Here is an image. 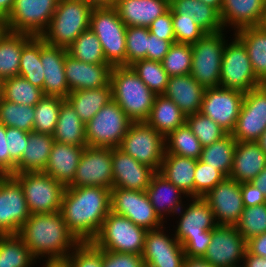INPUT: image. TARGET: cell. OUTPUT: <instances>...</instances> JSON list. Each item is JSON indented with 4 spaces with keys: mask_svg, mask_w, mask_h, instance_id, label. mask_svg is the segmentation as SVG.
<instances>
[{
    "mask_svg": "<svg viewBox=\"0 0 266 267\" xmlns=\"http://www.w3.org/2000/svg\"><path fill=\"white\" fill-rule=\"evenodd\" d=\"M38 263L18 234L0 235V267H35Z\"/></svg>",
    "mask_w": 266,
    "mask_h": 267,
    "instance_id": "obj_39",
    "label": "cell"
},
{
    "mask_svg": "<svg viewBox=\"0 0 266 267\" xmlns=\"http://www.w3.org/2000/svg\"><path fill=\"white\" fill-rule=\"evenodd\" d=\"M111 189L100 186L65 187L60 212L80 243L92 242L111 211Z\"/></svg>",
    "mask_w": 266,
    "mask_h": 267,
    "instance_id": "obj_1",
    "label": "cell"
},
{
    "mask_svg": "<svg viewBox=\"0 0 266 267\" xmlns=\"http://www.w3.org/2000/svg\"><path fill=\"white\" fill-rule=\"evenodd\" d=\"M266 130V84L245 93L234 131L236 141L256 142Z\"/></svg>",
    "mask_w": 266,
    "mask_h": 267,
    "instance_id": "obj_18",
    "label": "cell"
},
{
    "mask_svg": "<svg viewBox=\"0 0 266 267\" xmlns=\"http://www.w3.org/2000/svg\"><path fill=\"white\" fill-rule=\"evenodd\" d=\"M18 235L39 264L64 262L80 243L67 228L60 211L30 214Z\"/></svg>",
    "mask_w": 266,
    "mask_h": 267,
    "instance_id": "obj_2",
    "label": "cell"
},
{
    "mask_svg": "<svg viewBox=\"0 0 266 267\" xmlns=\"http://www.w3.org/2000/svg\"><path fill=\"white\" fill-rule=\"evenodd\" d=\"M133 121L113 100L85 124L87 146L117 148Z\"/></svg>",
    "mask_w": 266,
    "mask_h": 267,
    "instance_id": "obj_8",
    "label": "cell"
},
{
    "mask_svg": "<svg viewBox=\"0 0 266 267\" xmlns=\"http://www.w3.org/2000/svg\"><path fill=\"white\" fill-rule=\"evenodd\" d=\"M212 240V230H206L203 236L186 237L181 245L184 249L185 255L188 257L203 258L207 252V248Z\"/></svg>",
    "mask_w": 266,
    "mask_h": 267,
    "instance_id": "obj_57",
    "label": "cell"
},
{
    "mask_svg": "<svg viewBox=\"0 0 266 267\" xmlns=\"http://www.w3.org/2000/svg\"><path fill=\"white\" fill-rule=\"evenodd\" d=\"M244 207L259 206L266 203V197L252 182L240 183Z\"/></svg>",
    "mask_w": 266,
    "mask_h": 267,
    "instance_id": "obj_60",
    "label": "cell"
},
{
    "mask_svg": "<svg viewBox=\"0 0 266 267\" xmlns=\"http://www.w3.org/2000/svg\"><path fill=\"white\" fill-rule=\"evenodd\" d=\"M165 226L147 231L142 252L143 263L150 267H183L186 257L184 249L171 226Z\"/></svg>",
    "mask_w": 266,
    "mask_h": 267,
    "instance_id": "obj_17",
    "label": "cell"
},
{
    "mask_svg": "<svg viewBox=\"0 0 266 267\" xmlns=\"http://www.w3.org/2000/svg\"><path fill=\"white\" fill-rule=\"evenodd\" d=\"M74 108L77 115L84 122L88 123L97 112L112 99V86L75 90L65 98Z\"/></svg>",
    "mask_w": 266,
    "mask_h": 267,
    "instance_id": "obj_36",
    "label": "cell"
},
{
    "mask_svg": "<svg viewBox=\"0 0 266 267\" xmlns=\"http://www.w3.org/2000/svg\"><path fill=\"white\" fill-rule=\"evenodd\" d=\"M173 43L176 41L163 40L149 32L147 60L161 62Z\"/></svg>",
    "mask_w": 266,
    "mask_h": 267,
    "instance_id": "obj_59",
    "label": "cell"
},
{
    "mask_svg": "<svg viewBox=\"0 0 266 267\" xmlns=\"http://www.w3.org/2000/svg\"><path fill=\"white\" fill-rule=\"evenodd\" d=\"M225 178L219 170L198 159L194 172V197L203 198Z\"/></svg>",
    "mask_w": 266,
    "mask_h": 267,
    "instance_id": "obj_52",
    "label": "cell"
},
{
    "mask_svg": "<svg viewBox=\"0 0 266 267\" xmlns=\"http://www.w3.org/2000/svg\"><path fill=\"white\" fill-rule=\"evenodd\" d=\"M146 192L155 212L166 224L183 207L185 199L189 198L158 171L153 175Z\"/></svg>",
    "mask_w": 266,
    "mask_h": 267,
    "instance_id": "obj_25",
    "label": "cell"
},
{
    "mask_svg": "<svg viewBox=\"0 0 266 267\" xmlns=\"http://www.w3.org/2000/svg\"><path fill=\"white\" fill-rule=\"evenodd\" d=\"M4 175L0 172V179L3 177Z\"/></svg>",
    "mask_w": 266,
    "mask_h": 267,
    "instance_id": "obj_75",
    "label": "cell"
},
{
    "mask_svg": "<svg viewBox=\"0 0 266 267\" xmlns=\"http://www.w3.org/2000/svg\"><path fill=\"white\" fill-rule=\"evenodd\" d=\"M141 267H150V266L143 263V265Z\"/></svg>",
    "mask_w": 266,
    "mask_h": 267,
    "instance_id": "obj_74",
    "label": "cell"
},
{
    "mask_svg": "<svg viewBox=\"0 0 266 267\" xmlns=\"http://www.w3.org/2000/svg\"><path fill=\"white\" fill-rule=\"evenodd\" d=\"M200 1L214 7L220 13L222 8V0H200Z\"/></svg>",
    "mask_w": 266,
    "mask_h": 267,
    "instance_id": "obj_68",
    "label": "cell"
},
{
    "mask_svg": "<svg viewBox=\"0 0 266 267\" xmlns=\"http://www.w3.org/2000/svg\"><path fill=\"white\" fill-rule=\"evenodd\" d=\"M247 241L236 226H216L204 259L215 267H241Z\"/></svg>",
    "mask_w": 266,
    "mask_h": 267,
    "instance_id": "obj_19",
    "label": "cell"
},
{
    "mask_svg": "<svg viewBox=\"0 0 266 267\" xmlns=\"http://www.w3.org/2000/svg\"><path fill=\"white\" fill-rule=\"evenodd\" d=\"M112 172L113 187L146 191L157 171L117 147L112 148Z\"/></svg>",
    "mask_w": 266,
    "mask_h": 267,
    "instance_id": "obj_22",
    "label": "cell"
},
{
    "mask_svg": "<svg viewBox=\"0 0 266 267\" xmlns=\"http://www.w3.org/2000/svg\"><path fill=\"white\" fill-rule=\"evenodd\" d=\"M185 123L196 135L202 147L211 145L228 134L210 117L203 115L201 112L187 115Z\"/></svg>",
    "mask_w": 266,
    "mask_h": 267,
    "instance_id": "obj_49",
    "label": "cell"
},
{
    "mask_svg": "<svg viewBox=\"0 0 266 267\" xmlns=\"http://www.w3.org/2000/svg\"><path fill=\"white\" fill-rule=\"evenodd\" d=\"M264 32H266V5L263 11L262 19L258 25Z\"/></svg>",
    "mask_w": 266,
    "mask_h": 267,
    "instance_id": "obj_71",
    "label": "cell"
},
{
    "mask_svg": "<svg viewBox=\"0 0 266 267\" xmlns=\"http://www.w3.org/2000/svg\"><path fill=\"white\" fill-rule=\"evenodd\" d=\"M29 133L18 128L6 127V140L9 151V175L15 174L16 164L21 160L28 143Z\"/></svg>",
    "mask_w": 266,
    "mask_h": 267,
    "instance_id": "obj_55",
    "label": "cell"
},
{
    "mask_svg": "<svg viewBox=\"0 0 266 267\" xmlns=\"http://www.w3.org/2000/svg\"><path fill=\"white\" fill-rule=\"evenodd\" d=\"M256 143L260 146V148L265 152L266 154V130L261 134L259 139L256 141Z\"/></svg>",
    "mask_w": 266,
    "mask_h": 267,
    "instance_id": "obj_69",
    "label": "cell"
},
{
    "mask_svg": "<svg viewBox=\"0 0 266 267\" xmlns=\"http://www.w3.org/2000/svg\"><path fill=\"white\" fill-rule=\"evenodd\" d=\"M236 143L232 134H227L219 141L202 147L199 160L216 168L227 178L232 169Z\"/></svg>",
    "mask_w": 266,
    "mask_h": 267,
    "instance_id": "obj_40",
    "label": "cell"
},
{
    "mask_svg": "<svg viewBox=\"0 0 266 267\" xmlns=\"http://www.w3.org/2000/svg\"><path fill=\"white\" fill-rule=\"evenodd\" d=\"M34 36L5 30L0 36V79L3 81L19 75L23 47Z\"/></svg>",
    "mask_w": 266,
    "mask_h": 267,
    "instance_id": "obj_33",
    "label": "cell"
},
{
    "mask_svg": "<svg viewBox=\"0 0 266 267\" xmlns=\"http://www.w3.org/2000/svg\"><path fill=\"white\" fill-rule=\"evenodd\" d=\"M92 9L81 0H59L48 28L40 37L49 45L68 49L90 28Z\"/></svg>",
    "mask_w": 266,
    "mask_h": 267,
    "instance_id": "obj_4",
    "label": "cell"
},
{
    "mask_svg": "<svg viewBox=\"0 0 266 267\" xmlns=\"http://www.w3.org/2000/svg\"><path fill=\"white\" fill-rule=\"evenodd\" d=\"M6 30L4 21L0 18V36Z\"/></svg>",
    "mask_w": 266,
    "mask_h": 267,
    "instance_id": "obj_72",
    "label": "cell"
},
{
    "mask_svg": "<svg viewBox=\"0 0 266 267\" xmlns=\"http://www.w3.org/2000/svg\"><path fill=\"white\" fill-rule=\"evenodd\" d=\"M42 267H67V265L64 262H52V263H43Z\"/></svg>",
    "mask_w": 266,
    "mask_h": 267,
    "instance_id": "obj_70",
    "label": "cell"
},
{
    "mask_svg": "<svg viewBox=\"0 0 266 267\" xmlns=\"http://www.w3.org/2000/svg\"><path fill=\"white\" fill-rule=\"evenodd\" d=\"M203 199L211 207L217 226L237 225L244 210L240 183L227 177Z\"/></svg>",
    "mask_w": 266,
    "mask_h": 267,
    "instance_id": "obj_20",
    "label": "cell"
},
{
    "mask_svg": "<svg viewBox=\"0 0 266 267\" xmlns=\"http://www.w3.org/2000/svg\"><path fill=\"white\" fill-rule=\"evenodd\" d=\"M54 141L74 146H87L85 124L65 99L61 104Z\"/></svg>",
    "mask_w": 266,
    "mask_h": 267,
    "instance_id": "obj_37",
    "label": "cell"
},
{
    "mask_svg": "<svg viewBox=\"0 0 266 267\" xmlns=\"http://www.w3.org/2000/svg\"><path fill=\"white\" fill-rule=\"evenodd\" d=\"M149 29L146 27H127L126 66L137 60L147 59Z\"/></svg>",
    "mask_w": 266,
    "mask_h": 267,
    "instance_id": "obj_51",
    "label": "cell"
},
{
    "mask_svg": "<svg viewBox=\"0 0 266 267\" xmlns=\"http://www.w3.org/2000/svg\"><path fill=\"white\" fill-rule=\"evenodd\" d=\"M148 29L151 34H154L163 40L175 41L171 8H169V10L162 16L156 18L149 25Z\"/></svg>",
    "mask_w": 266,
    "mask_h": 267,
    "instance_id": "obj_58",
    "label": "cell"
},
{
    "mask_svg": "<svg viewBox=\"0 0 266 267\" xmlns=\"http://www.w3.org/2000/svg\"><path fill=\"white\" fill-rule=\"evenodd\" d=\"M64 98L43 96L34 106L35 117L33 131L53 135Z\"/></svg>",
    "mask_w": 266,
    "mask_h": 267,
    "instance_id": "obj_45",
    "label": "cell"
},
{
    "mask_svg": "<svg viewBox=\"0 0 266 267\" xmlns=\"http://www.w3.org/2000/svg\"><path fill=\"white\" fill-rule=\"evenodd\" d=\"M34 114V106L0 99V123L6 127H14L30 133L33 131Z\"/></svg>",
    "mask_w": 266,
    "mask_h": 267,
    "instance_id": "obj_46",
    "label": "cell"
},
{
    "mask_svg": "<svg viewBox=\"0 0 266 267\" xmlns=\"http://www.w3.org/2000/svg\"><path fill=\"white\" fill-rule=\"evenodd\" d=\"M265 5L266 0H222V26L225 30L233 31L231 34L241 28L258 26Z\"/></svg>",
    "mask_w": 266,
    "mask_h": 267,
    "instance_id": "obj_26",
    "label": "cell"
},
{
    "mask_svg": "<svg viewBox=\"0 0 266 267\" xmlns=\"http://www.w3.org/2000/svg\"><path fill=\"white\" fill-rule=\"evenodd\" d=\"M2 80L0 79V99L2 98Z\"/></svg>",
    "mask_w": 266,
    "mask_h": 267,
    "instance_id": "obj_73",
    "label": "cell"
},
{
    "mask_svg": "<svg viewBox=\"0 0 266 267\" xmlns=\"http://www.w3.org/2000/svg\"><path fill=\"white\" fill-rule=\"evenodd\" d=\"M145 122L166 137L185 124L186 115L170 98L163 94L156 95L150 115Z\"/></svg>",
    "mask_w": 266,
    "mask_h": 267,
    "instance_id": "obj_34",
    "label": "cell"
},
{
    "mask_svg": "<svg viewBox=\"0 0 266 267\" xmlns=\"http://www.w3.org/2000/svg\"><path fill=\"white\" fill-rule=\"evenodd\" d=\"M170 8L176 14L192 18L206 33L224 30L220 13L200 0H170Z\"/></svg>",
    "mask_w": 266,
    "mask_h": 267,
    "instance_id": "obj_35",
    "label": "cell"
},
{
    "mask_svg": "<svg viewBox=\"0 0 266 267\" xmlns=\"http://www.w3.org/2000/svg\"><path fill=\"white\" fill-rule=\"evenodd\" d=\"M113 188L112 148L86 146L73 181L66 187Z\"/></svg>",
    "mask_w": 266,
    "mask_h": 267,
    "instance_id": "obj_14",
    "label": "cell"
},
{
    "mask_svg": "<svg viewBox=\"0 0 266 267\" xmlns=\"http://www.w3.org/2000/svg\"><path fill=\"white\" fill-rule=\"evenodd\" d=\"M196 161L194 158L165 154L158 172L189 198L194 197Z\"/></svg>",
    "mask_w": 266,
    "mask_h": 267,
    "instance_id": "obj_31",
    "label": "cell"
},
{
    "mask_svg": "<svg viewBox=\"0 0 266 267\" xmlns=\"http://www.w3.org/2000/svg\"><path fill=\"white\" fill-rule=\"evenodd\" d=\"M236 228L247 241L266 232V203L259 206L244 207Z\"/></svg>",
    "mask_w": 266,
    "mask_h": 267,
    "instance_id": "obj_50",
    "label": "cell"
},
{
    "mask_svg": "<svg viewBox=\"0 0 266 267\" xmlns=\"http://www.w3.org/2000/svg\"><path fill=\"white\" fill-rule=\"evenodd\" d=\"M53 143V135L31 131L22 158L16 164L15 173L44 171Z\"/></svg>",
    "mask_w": 266,
    "mask_h": 267,
    "instance_id": "obj_32",
    "label": "cell"
},
{
    "mask_svg": "<svg viewBox=\"0 0 266 267\" xmlns=\"http://www.w3.org/2000/svg\"><path fill=\"white\" fill-rule=\"evenodd\" d=\"M0 172L9 175V151L6 140V126L0 123Z\"/></svg>",
    "mask_w": 266,
    "mask_h": 267,
    "instance_id": "obj_61",
    "label": "cell"
},
{
    "mask_svg": "<svg viewBox=\"0 0 266 267\" xmlns=\"http://www.w3.org/2000/svg\"><path fill=\"white\" fill-rule=\"evenodd\" d=\"M173 219L176 225H171L172 231L180 243L186 237L203 236L206 230H213L217 226L211 207L202 197L186 199Z\"/></svg>",
    "mask_w": 266,
    "mask_h": 267,
    "instance_id": "obj_21",
    "label": "cell"
},
{
    "mask_svg": "<svg viewBox=\"0 0 266 267\" xmlns=\"http://www.w3.org/2000/svg\"><path fill=\"white\" fill-rule=\"evenodd\" d=\"M234 34L246 47L257 78L266 84V32L259 26H253L241 28Z\"/></svg>",
    "mask_w": 266,
    "mask_h": 267,
    "instance_id": "obj_38",
    "label": "cell"
},
{
    "mask_svg": "<svg viewBox=\"0 0 266 267\" xmlns=\"http://www.w3.org/2000/svg\"><path fill=\"white\" fill-rule=\"evenodd\" d=\"M171 13L176 43L194 44L206 34L192 18L176 14L172 9Z\"/></svg>",
    "mask_w": 266,
    "mask_h": 267,
    "instance_id": "obj_54",
    "label": "cell"
},
{
    "mask_svg": "<svg viewBox=\"0 0 266 267\" xmlns=\"http://www.w3.org/2000/svg\"><path fill=\"white\" fill-rule=\"evenodd\" d=\"M19 75L43 91L44 72L40 59V36H34L23 47Z\"/></svg>",
    "mask_w": 266,
    "mask_h": 267,
    "instance_id": "obj_43",
    "label": "cell"
},
{
    "mask_svg": "<svg viewBox=\"0 0 266 267\" xmlns=\"http://www.w3.org/2000/svg\"><path fill=\"white\" fill-rule=\"evenodd\" d=\"M90 29L99 39L106 62L126 66V29L115 7L93 8Z\"/></svg>",
    "mask_w": 266,
    "mask_h": 267,
    "instance_id": "obj_6",
    "label": "cell"
},
{
    "mask_svg": "<svg viewBox=\"0 0 266 267\" xmlns=\"http://www.w3.org/2000/svg\"><path fill=\"white\" fill-rule=\"evenodd\" d=\"M247 251L250 254L266 258V232L247 240Z\"/></svg>",
    "mask_w": 266,
    "mask_h": 267,
    "instance_id": "obj_62",
    "label": "cell"
},
{
    "mask_svg": "<svg viewBox=\"0 0 266 267\" xmlns=\"http://www.w3.org/2000/svg\"><path fill=\"white\" fill-rule=\"evenodd\" d=\"M67 49L47 44L40 37V59L44 72V96L66 98L70 91L65 78V57Z\"/></svg>",
    "mask_w": 266,
    "mask_h": 267,
    "instance_id": "obj_23",
    "label": "cell"
},
{
    "mask_svg": "<svg viewBox=\"0 0 266 267\" xmlns=\"http://www.w3.org/2000/svg\"><path fill=\"white\" fill-rule=\"evenodd\" d=\"M170 8V0H117L115 9L127 27H146Z\"/></svg>",
    "mask_w": 266,
    "mask_h": 267,
    "instance_id": "obj_27",
    "label": "cell"
},
{
    "mask_svg": "<svg viewBox=\"0 0 266 267\" xmlns=\"http://www.w3.org/2000/svg\"><path fill=\"white\" fill-rule=\"evenodd\" d=\"M86 146H74L54 141L46 169L43 171L65 187L74 179L80 157Z\"/></svg>",
    "mask_w": 266,
    "mask_h": 267,
    "instance_id": "obj_29",
    "label": "cell"
},
{
    "mask_svg": "<svg viewBox=\"0 0 266 267\" xmlns=\"http://www.w3.org/2000/svg\"><path fill=\"white\" fill-rule=\"evenodd\" d=\"M161 63L169 77L189 75L192 63L191 44L173 43Z\"/></svg>",
    "mask_w": 266,
    "mask_h": 267,
    "instance_id": "obj_48",
    "label": "cell"
},
{
    "mask_svg": "<svg viewBox=\"0 0 266 267\" xmlns=\"http://www.w3.org/2000/svg\"><path fill=\"white\" fill-rule=\"evenodd\" d=\"M266 166V154L256 142L237 141L229 178L252 182Z\"/></svg>",
    "mask_w": 266,
    "mask_h": 267,
    "instance_id": "obj_28",
    "label": "cell"
},
{
    "mask_svg": "<svg viewBox=\"0 0 266 267\" xmlns=\"http://www.w3.org/2000/svg\"><path fill=\"white\" fill-rule=\"evenodd\" d=\"M252 183L258 187V189L263 192L266 197V166L264 169L255 177Z\"/></svg>",
    "mask_w": 266,
    "mask_h": 267,
    "instance_id": "obj_66",
    "label": "cell"
},
{
    "mask_svg": "<svg viewBox=\"0 0 266 267\" xmlns=\"http://www.w3.org/2000/svg\"><path fill=\"white\" fill-rule=\"evenodd\" d=\"M241 267H266V258L246 251Z\"/></svg>",
    "mask_w": 266,
    "mask_h": 267,
    "instance_id": "obj_63",
    "label": "cell"
},
{
    "mask_svg": "<svg viewBox=\"0 0 266 267\" xmlns=\"http://www.w3.org/2000/svg\"><path fill=\"white\" fill-rule=\"evenodd\" d=\"M205 88L190 74L169 77L163 95L170 98L187 116L200 112Z\"/></svg>",
    "mask_w": 266,
    "mask_h": 267,
    "instance_id": "obj_30",
    "label": "cell"
},
{
    "mask_svg": "<svg viewBox=\"0 0 266 267\" xmlns=\"http://www.w3.org/2000/svg\"><path fill=\"white\" fill-rule=\"evenodd\" d=\"M59 0H15L3 20L6 30L41 36L48 28Z\"/></svg>",
    "mask_w": 266,
    "mask_h": 267,
    "instance_id": "obj_12",
    "label": "cell"
},
{
    "mask_svg": "<svg viewBox=\"0 0 266 267\" xmlns=\"http://www.w3.org/2000/svg\"><path fill=\"white\" fill-rule=\"evenodd\" d=\"M15 0H0V18L4 20L11 12Z\"/></svg>",
    "mask_w": 266,
    "mask_h": 267,
    "instance_id": "obj_67",
    "label": "cell"
},
{
    "mask_svg": "<svg viewBox=\"0 0 266 267\" xmlns=\"http://www.w3.org/2000/svg\"><path fill=\"white\" fill-rule=\"evenodd\" d=\"M228 30L206 33L192 47L190 75L205 89L220 87V72L226 41L233 36ZM227 34L230 36L227 38ZM227 38V39H226Z\"/></svg>",
    "mask_w": 266,
    "mask_h": 267,
    "instance_id": "obj_5",
    "label": "cell"
},
{
    "mask_svg": "<svg viewBox=\"0 0 266 267\" xmlns=\"http://www.w3.org/2000/svg\"><path fill=\"white\" fill-rule=\"evenodd\" d=\"M74 59L91 64H108L105 60L101 43L89 28L82 32L67 49Z\"/></svg>",
    "mask_w": 266,
    "mask_h": 267,
    "instance_id": "obj_44",
    "label": "cell"
},
{
    "mask_svg": "<svg viewBox=\"0 0 266 267\" xmlns=\"http://www.w3.org/2000/svg\"><path fill=\"white\" fill-rule=\"evenodd\" d=\"M118 148L159 171L165 155V137L146 122H133Z\"/></svg>",
    "mask_w": 266,
    "mask_h": 267,
    "instance_id": "obj_11",
    "label": "cell"
},
{
    "mask_svg": "<svg viewBox=\"0 0 266 267\" xmlns=\"http://www.w3.org/2000/svg\"><path fill=\"white\" fill-rule=\"evenodd\" d=\"M147 229L112 211L92 243L102 250L142 255Z\"/></svg>",
    "mask_w": 266,
    "mask_h": 267,
    "instance_id": "obj_7",
    "label": "cell"
},
{
    "mask_svg": "<svg viewBox=\"0 0 266 267\" xmlns=\"http://www.w3.org/2000/svg\"><path fill=\"white\" fill-rule=\"evenodd\" d=\"M92 8L115 7L117 0H81Z\"/></svg>",
    "mask_w": 266,
    "mask_h": 267,
    "instance_id": "obj_65",
    "label": "cell"
},
{
    "mask_svg": "<svg viewBox=\"0 0 266 267\" xmlns=\"http://www.w3.org/2000/svg\"><path fill=\"white\" fill-rule=\"evenodd\" d=\"M30 214L20 183L12 175L3 176L0 179V235L18 234Z\"/></svg>",
    "mask_w": 266,
    "mask_h": 267,
    "instance_id": "obj_16",
    "label": "cell"
},
{
    "mask_svg": "<svg viewBox=\"0 0 266 267\" xmlns=\"http://www.w3.org/2000/svg\"><path fill=\"white\" fill-rule=\"evenodd\" d=\"M111 69L109 64L85 63L69 54L65 57V78L70 92L107 86Z\"/></svg>",
    "mask_w": 266,
    "mask_h": 267,
    "instance_id": "obj_24",
    "label": "cell"
},
{
    "mask_svg": "<svg viewBox=\"0 0 266 267\" xmlns=\"http://www.w3.org/2000/svg\"><path fill=\"white\" fill-rule=\"evenodd\" d=\"M202 145L185 123L165 137V154L200 159Z\"/></svg>",
    "mask_w": 266,
    "mask_h": 267,
    "instance_id": "obj_42",
    "label": "cell"
},
{
    "mask_svg": "<svg viewBox=\"0 0 266 267\" xmlns=\"http://www.w3.org/2000/svg\"><path fill=\"white\" fill-rule=\"evenodd\" d=\"M43 96L42 89L32 85L20 75L7 78L2 82V98L9 102L35 106Z\"/></svg>",
    "mask_w": 266,
    "mask_h": 267,
    "instance_id": "obj_41",
    "label": "cell"
},
{
    "mask_svg": "<svg viewBox=\"0 0 266 267\" xmlns=\"http://www.w3.org/2000/svg\"><path fill=\"white\" fill-rule=\"evenodd\" d=\"M110 201L112 212L125 216L147 230H155L166 224L155 212L146 191L113 187Z\"/></svg>",
    "mask_w": 266,
    "mask_h": 267,
    "instance_id": "obj_13",
    "label": "cell"
},
{
    "mask_svg": "<svg viewBox=\"0 0 266 267\" xmlns=\"http://www.w3.org/2000/svg\"><path fill=\"white\" fill-rule=\"evenodd\" d=\"M183 267H215L201 257L186 256L183 262Z\"/></svg>",
    "mask_w": 266,
    "mask_h": 267,
    "instance_id": "obj_64",
    "label": "cell"
},
{
    "mask_svg": "<svg viewBox=\"0 0 266 267\" xmlns=\"http://www.w3.org/2000/svg\"><path fill=\"white\" fill-rule=\"evenodd\" d=\"M263 83L257 78L243 42L233 33L222 57L220 87L247 93Z\"/></svg>",
    "mask_w": 266,
    "mask_h": 267,
    "instance_id": "obj_9",
    "label": "cell"
},
{
    "mask_svg": "<svg viewBox=\"0 0 266 267\" xmlns=\"http://www.w3.org/2000/svg\"><path fill=\"white\" fill-rule=\"evenodd\" d=\"M64 263L67 267H102V249L92 242L79 243Z\"/></svg>",
    "mask_w": 266,
    "mask_h": 267,
    "instance_id": "obj_53",
    "label": "cell"
},
{
    "mask_svg": "<svg viewBox=\"0 0 266 267\" xmlns=\"http://www.w3.org/2000/svg\"><path fill=\"white\" fill-rule=\"evenodd\" d=\"M22 186L31 214L60 211L65 186L43 171L12 175Z\"/></svg>",
    "mask_w": 266,
    "mask_h": 267,
    "instance_id": "obj_10",
    "label": "cell"
},
{
    "mask_svg": "<svg viewBox=\"0 0 266 267\" xmlns=\"http://www.w3.org/2000/svg\"><path fill=\"white\" fill-rule=\"evenodd\" d=\"M142 255L102 250V267H141Z\"/></svg>",
    "mask_w": 266,
    "mask_h": 267,
    "instance_id": "obj_56",
    "label": "cell"
},
{
    "mask_svg": "<svg viewBox=\"0 0 266 267\" xmlns=\"http://www.w3.org/2000/svg\"><path fill=\"white\" fill-rule=\"evenodd\" d=\"M112 99L133 122H145L150 115L155 94L139 78L131 66L111 69Z\"/></svg>",
    "mask_w": 266,
    "mask_h": 267,
    "instance_id": "obj_3",
    "label": "cell"
},
{
    "mask_svg": "<svg viewBox=\"0 0 266 267\" xmlns=\"http://www.w3.org/2000/svg\"><path fill=\"white\" fill-rule=\"evenodd\" d=\"M245 93L223 87L206 88L200 112L231 134L236 126Z\"/></svg>",
    "mask_w": 266,
    "mask_h": 267,
    "instance_id": "obj_15",
    "label": "cell"
},
{
    "mask_svg": "<svg viewBox=\"0 0 266 267\" xmlns=\"http://www.w3.org/2000/svg\"><path fill=\"white\" fill-rule=\"evenodd\" d=\"M130 66L155 95L165 93L169 76L161 62L141 59Z\"/></svg>",
    "mask_w": 266,
    "mask_h": 267,
    "instance_id": "obj_47",
    "label": "cell"
}]
</instances>
